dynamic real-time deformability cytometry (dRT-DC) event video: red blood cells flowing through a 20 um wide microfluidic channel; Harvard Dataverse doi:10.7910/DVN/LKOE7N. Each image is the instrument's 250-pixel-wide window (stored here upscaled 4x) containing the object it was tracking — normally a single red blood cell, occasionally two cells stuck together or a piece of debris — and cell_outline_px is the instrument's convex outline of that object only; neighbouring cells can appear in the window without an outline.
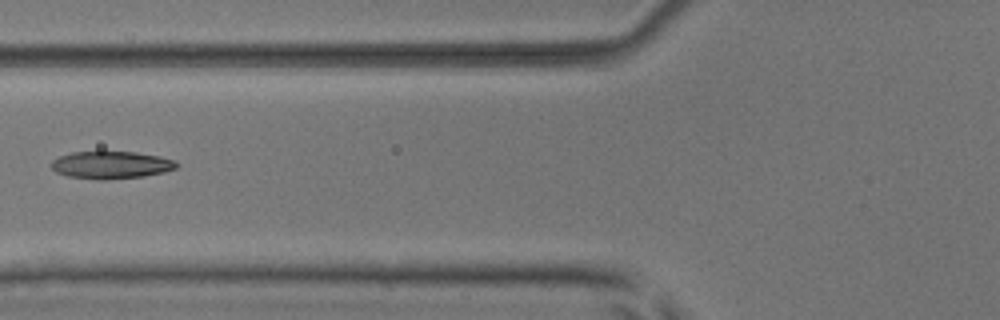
{"species": "common noctule bat (a hibernating species)", "species_latin": "Nyctalus noctula", "temperature_condition": "room temperature", "stored_images_in_passage": 3, "camera_frame_rate_fps": 3000, "um_per_image_px": 0.085, "animal": {"sex": "male", "body_mass_g": 17.9, "forearm_length_mm": 54.2}, "frame": {"image": 1, "passage_image": 3, "time_ms": 0.667, "image_size_px": [1000, 320], "cell_outline_px": [[180, 164], [176, 168], [164, 172], [144, 176], [104, 180], [96, 180], [68, 176], [56, 172], [52, 168], [52, 160], [60, 156], [72, 152], [136, 152], [160, 156], [176, 160]], "centroid_in_image_um": [9.48, 14.02], "position_along_channel_um": 116.3, "area_um2": 20.11}}